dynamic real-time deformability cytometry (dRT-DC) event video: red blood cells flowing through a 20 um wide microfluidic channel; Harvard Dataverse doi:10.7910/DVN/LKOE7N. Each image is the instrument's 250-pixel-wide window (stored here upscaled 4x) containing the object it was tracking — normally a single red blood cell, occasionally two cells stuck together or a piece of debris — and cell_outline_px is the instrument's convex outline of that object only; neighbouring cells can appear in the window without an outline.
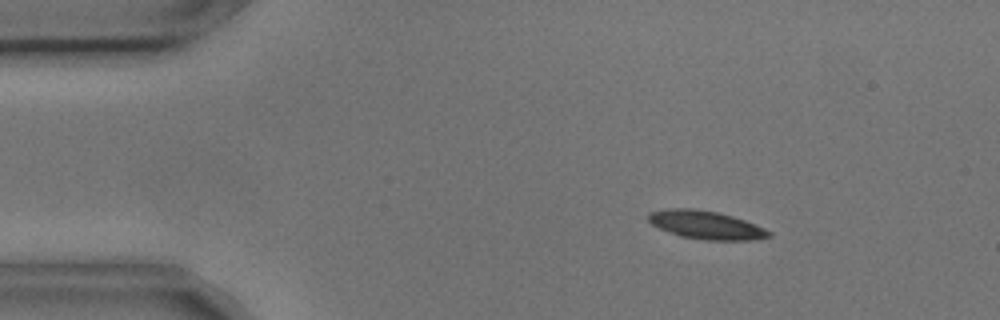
{"species": "common noctule bat (a hibernating species)", "species_latin": "Nyctalus noctula", "temperature_condition": "cold", "stored_images_in_passage": 3, "camera_frame_rate_fps": 3000, "um_per_image_px": 0.085, "animal": {"sex": "male", "body_mass_g": 17.9, "forearm_length_mm": 54.2}, "frame": {"image": 1, "passage_image": 2, "time_ms": 0.333, "image_size_px": [1000, 320], "cell_outline_px": [[772, 236], [752, 240], [704, 240], [680, 236], [660, 228], [652, 224], [648, 220], [648, 212], [668, 208], [696, 208], [716, 212], [732, 216], [744, 220], [764, 228], [772, 232]], "centroid_in_image_um": [60.0, 19.12], "position_along_channel_um": 25.0, "area_um2": 19.83}}